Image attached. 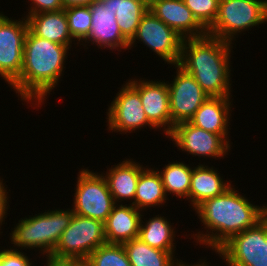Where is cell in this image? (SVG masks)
Instances as JSON below:
<instances>
[{
    "mask_svg": "<svg viewBox=\"0 0 267 266\" xmlns=\"http://www.w3.org/2000/svg\"><path fill=\"white\" fill-rule=\"evenodd\" d=\"M240 194L231 185L222 194L204 200L194 209L206 230L191 236L197 244H204L216 252L233 235L255 226L267 215V204L254 205Z\"/></svg>",
    "mask_w": 267,
    "mask_h": 266,
    "instance_id": "cell-1",
    "label": "cell"
},
{
    "mask_svg": "<svg viewBox=\"0 0 267 266\" xmlns=\"http://www.w3.org/2000/svg\"><path fill=\"white\" fill-rule=\"evenodd\" d=\"M69 50L71 48L66 45L40 38L28 30L21 73L8 86L14 89L21 101L31 103V107H41L39 105L46 101L63 76Z\"/></svg>",
    "mask_w": 267,
    "mask_h": 266,
    "instance_id": "cell-2",
    "label": "cell"
},
{
    "mask_svg": "<svg viewBox=\"0 0 267 266\" xmlns=\"http://www.w3.org/2000/svg\"><path fill=\"white\" fill-rule=\"evenodd\" d=\"M226 41L205 35L183 39L178 65L190 73L209 97L231 95V51Z\"/></svg>",
    "mask_w": 267,
    "mask_h": 266,
    "instance_id": "cell-3",
    "label": "cell"
},
{
    "mask_svg": "<svg viewBox=\"0 0 267 266\" xmlns=\"http://www.w3.org/2000/svg\"><path fill=\"white\" fill-rule=\"evenodd\" d=\"M73 215V210L68 208L47 212L45 210L44 213L21 218L10 233V243L14 247L10 249H38L42 256L50 257L61 234L70 225Z\"/></svg>",
    "mask_w": 267,
    "mask_h": 266,
    "instance_id": "cell-4",
    "label": "cell"
},
{
    "mask_svg": "<svg viewBox=\"0 0 267 266\" xmlns=\"http://www.w3.org/2000/svg\"><path fill=\"white\" fill-rule=\"evenodd\" d=\"M267 22V0H219L218 15L208 35L229 42Z\"/></svg>",
    "mask_w": 267,
    "mask_h": 266,
    "instance_id": "cell-5",
    "label": "cell"
},
{
    "mask_svg": "<svg viewBox=\"0 0 267 266\" xmlns=\"http://www.w3.org/2000/svg\"><path fill=\"white\" fill-rule=\"evenodd\" d=\"M105 243L102 221L74 214L50 257L84 262L94 250Z\"/></svg>",
    "mask_w": 267,
    "mask_h": 266,
    "instance_id": "cell-6",
    "label": "cell"
},
{
    "mask_svg": "<svg viewBox=\"0 0 267 266\" xmlns=\"http://www.w3.org/2000/svg\"><path fill=\"white\" fill-rule=\"evenodd\" d=\"M73 198V213L103 223L116 204L103 174L81 169L77 175Z\"/></svg>",
    "mask_w": 267,
    "mask_h": 266,
    "instance_id": "cell-7",
    "label": "cell"
},
{
    "mask_svg": "<svg viewBox=\"0 0 267 266\" xmlns=\"http://www.w3.org/2000/svg\"><path fill=\"white\" fill-rule=\"evenodd\" d=\"M228 266H267L266 216L233 235L216 252Z\"/></svg>",
    "mask_w": 267,
    "mask_h": 266,
    "instance_id": "cell-8",
    "label": "cell"
},
{
    "mask_svg": "<svg viewBox=\"0 0 267 266\" xmlns=\"http://www.w3.org/2000/svg\"><path fill=\"white\" fill-rule=\"evenodd\" d=\"M136 40L143 42L165 64L167 62L172 67L179 63L183 38L149 10L143 15L128 50L136 44Z\"/></svg>",
    "mask_w": 267,
    "mask_h": 266,
    "instance_id": "cell-9",
    "label": "cell"
},
{
    "mask_svg": "<svg viewBox=\"0 0 267 266\" xmlns=\"http://www.w3.org/2000/svg\"><path fill=\"white\" fill-rule=\"evenodd\" d=\"M11 19L0 13V76L9 85L20 75L28 33L27 19Z\"/></svg>",
    "mask_w": 267,
    "mask_h": 266,
    "instance_id": "cell-10",
    "label": "cell"
},
{
    "mask_svg": "<svg viewBox=\"0 0 267 266\" xmlns=\"http://www.w3.org/2000/svg\"><path fill=\"white\" fill-rule=\"evenodd\" d=\"M177 149L193 156L223 158L228 155L231 143L227 135H218L192 125L189 121L174 125L167 135ZM206 156V157H205Z\"/></svg>",
    "mask_w": 267,
    "mask_h": 266,
    "instance_id": "cell-11",
    "label": "cell"
},
{
    "mask_svg": "<svg viewBox=\"0 0 267 266\" xmlns=\"http://www.w3.org/2000/svg\"><path fill=\"white\" fill-rule=\"evenodd\" d=\"M123 85L106 112L107 129L120 134L135 133L147 126L156 129L145 115L138 90L129 81Z\"/></svg>",
    "mask_w": 267,
    "mask_h": 266,
    "instance_id": "cell-12",
    "label": "cell"
},
{
    "mask_svg": "<svg viewBox=\"0 0 267 266\" xmlns=\"http://www.w3.org/2000/svg\"><path fill=\"white\" fill-rule=\"evenodd\" d=\"M176 76L167 83L171 122L176 125L189 121L209 97L192 75L178 64L174 65Z\"/></svg>",
    "mask_w": 267,
    "mask_h": 266,
    "instance_id": "cell-13",
    "label": "cell"
},
{
    "mask_svg": "<svg viewBox=\"0 0 267 266\" xmlns=\"http://www.w3.org/2000/svg\"><path fill=\"white\" fill-rule=\"evenodd\" d=\"M128 81L138 90L148 121L156 129L162 128L167 137L174 127L171 122L168 81H147L144 78L143 80L134 78Z\"/></svg>",
    "mask_w": 267,
    "mask_h": 266,
    "instance_id": "cell-14",
    "label": "cell"
},
{
    "mask_svg": "<svg viewBox=\"0 0 267 266\" xmlns=\"http://www.w3.org/2000/svg\"><path fill=\"white\" fill-rule=\"evenodd\" d=\"M91 10V30L87 39L83 42L93 44L99 48H109L112 52L120 49L128 50L129 41L122 35L116 13L106 7L101 0H96L90 5ZM114 49V50H113Z\"/></svg>",
    "mask_w": 267,
    "mask_h": 266,
    "instance_id": "cell-15",
    "label": "cell"
},
{
    "mask_svg": "<svg viewBox=\"0 0 267 266\" xmlns=\"http://www.w3.org/2000/svg\"><path fill=\"white\" fill-rule=\"evenodd\" d=\"M148 10L183 39L198 38L208 34L183 0H158Z\"/></svg>",
    "mask_w": 267,
    "mask_h": 266,
    "instance_id": "cell-16",
    "label": "cell"
},
{
    "mask_svg": "<svg viewBox=\"0 0 267 266\" xmlns=\"http://www.w3.org/2000/svg\"><path fill=\"white\" fill-rule=\"evenodd\" d=\"M142 214L132 204L116 203L104 222L106 243L124 244L138 238Z\"/></svg>",
    "mask_w": 267,
    "mask_h": 266,
    "instance_id": "cell-17",
    "label": "cell"
},
{
    "mask_svg": "<svg viewBox=\"0 0 267 266\" xmlns=\"http://www.w3.org/2000/svg\"><path fill=\"white\" fill-rule=\"evenodd\" d=\"M145 167L133 159H125L113 165L103 176L115 203L130 200L134 206V197L140 173Z\"/></svg>",
    "mask_w": 267,
    "mask_h": 266,
    "instance_id": "cell-18",
    "label": "cell"
},
{
    "mask_svg": "<svg viewBox=\"0 0 267 266\" xmlns=\"http://www.w3.org/2000/svg\"><path fill=\"white\" fill-rule=\"evenodd\" d=\"M232 97H208L189 122L218 135H228Z\"/></svg>",
    "mask_w": 267,
    "mask_h": 266,
    "instance_id": "cell-19",
    "label": "cell"
},
{
    "mask_svg": "<svg viewBox=\"0 0 267 266\" xmlns=\"http://www.w3.org/2000/svg\"><path fill=\"white\" fill-rule=\"evenodd\" d=\"M28 29L40 38L72 47L73 40L64 9L25 16Z\"/></svg>",
    "mask_w": 267,
    "mask_h": 266,
    "instance_id": "cell-20",
    "label": "cell"
},
{
    "mask_svg": "<svg viewBox=\"0 0 267 266\" xmlns=\"http://www.w3.org/2000/svg\"><path fill=\"white\" fill-rule=\"evenodd\" d=\"M218 172L213 166L200 163L193 168L188 195L189 206L192 205L193 210L204 200L222 194L232 185L231 182L223 180V176Z\"/></svg>",
    "mask_w": 267,
    "mask_h": 266,
    "instance_id": "cell-21",
    "label": "cell"
},
{
    "mask_svg": "<svg viewBox=\"0 0 267 266\" xmlns=\"http://www.w3.org/2000/svg\"><path fill=\"white\" fill-rule=\"evenodd\" d=\"M160 174L154 168H146L140 173L134 197V206L141 212L147 208L163 206L168 200ZM144 209V210H143Z\"/></svg>",
    "mask_w": 267,
    "mask_h": 266,
    "instance_id": "cell-22",
    "label": "cell"
},
{
    "mask_svg": "<svg viewBox=\"0 0 267 266\" xmlns=\"http://www.w3.org/2000/svg\"><path fill=\"white\" fill-rule=\"evenodd\" d=\"M131 266H177L182 260L175 251H163L149 246L139 237L122 244Z\"/></svg>",
    "mask_w": 267,
    "mask_h": 266,
    "instance_id": "cell-23",
    "label": "cell"
},
{
    "mask_svg": "<svg viewBox=\"0 0 267 266\" xmlns=\"http://www.w3.org/2000/svg\"><path fill=\"white\" fill-rule=\"evenodd\" d=\"M116 13L115 18L122 35L130 42L137 32L143 15L148 11L139 0H101Z\"/></svg>",
    "mask_w": 267,
    "mask_h": 266,
    "instance_id": "cell-24",
    "label": "cell"
},
{
    "mask_svg": "<svg viewBox=\"0 0 267 266\" xmlns=\"http://www.w3.org/2000/svg\"><path fill=\"white\" fill-rule=\"evenodd\" d=\"M146 222V223H145ZM141 218L139 238L151 247L163 251H175L176 245L175 235L176 231L172 227L170 220L159 214L155 217L145 220Z\"/></svg>",
    "mask_w": 267,
    "mask_h": 266,
    "instance_id": "cell-25",
    "label": "cell"
},
{
    "mask_svg": "<svg viewBox=\"0 0 267 266\" xmlns=\"http://www.w3.org/2000/svg\"><path fill=\"white\" fill-rule=\"evenodd\" d=\"M193 168L186 165L184 161L177 162V160L168 163L162 170L156 168L160 174L166 195L173 194V197L175 195L177 198L188 200Z\"/></svg>",
    "mask_w": 267,
    "mask_h": 266,
    "instance_id": "cell-26",
    "label": "cell"
},
{
    "mask_svg": "<svg viewBox=\"0 0 267 266\" xmlns=\"http://www.w3.org/2000/svg\"><path fill=\"white\" fill-rule=\"evenodd\" d=\"M85 266H131L122 244L105 243L83 262Z\"/></svg>",
    "mask_w": 267,
    "mask_h": 266,
    "instance_id": "cell-27",
    "label": "cell"
},
{
    "mask_svg": "<svg viewBox=\"0 0 267 266\" xmlns=\"http://www.w3.org/2000/svg\"><path fill=\"white\" fill-rule=\"evenodd\" d=\"M70 34L76 39L78 44L83 43L91 30V10L90 6H69L64 8Z\"/></svg>",
    "mask_w": 267,
    "mask_h": 266,
    "instance_id": "cell-28",
    "label": "cell"
},
{
    "mask_svg": "<svg viewBox=\"0 0 267 266\" xmlns=\"http://www.w3.org/2000/svg\"><path fill=\"white\" fill-rule=\"evenodd\" d=\"M196 20L208 30L218 15L219 0H183Z\"/></svg>",
    "mask_w": 267,
    "mask_h": 266,
    "instance_id": "cell-29",
    "label": "cell"
},
{
    "mask_svg": "<svg viewBox=\"0 0 267 266\" xmlns=\"http://www.w3.org/2000/svg\"><path fill=\"white\" fill-rule=\"evenodd\" d=\"M22 250L0 249V266H35Z\"/></svg>",
    "mask_w": 267,
    "mask_h": 266,
    "instance_id": "cell-30",
    "label": "cell"
},
{
    "mask_svg": "<svg viewBox=\"0 0 267 266\" xmlns=\"http://www.w3.org/2000/svg\"><path fill=\"white\" fill-rule=\"evenodd\" d=\"M31 7L27 15L37 14L41 12L60 11L64 9L61 0H30Z\"/></svg>",
    "mask_w": 267,
    "mask_h": 266,
    "instance_id": "cell-31",
    "label": "cell"
},
{
    "mask_svg": "<svg viewBox=\"0 0 267 266\" xmlns=\"http://www.w3.org/2000/svg\"><path fill=\"white\" fill-rule=\"evenodd\" d=\"M5 183L0 182V230H1V226L3 225V221L5 220V218L7 217L6 215L8 214V206L9 205V192H7V189L5 188L6 185H4ZM3 233V232H0Z\"/></svg>",
    "mask_w": 267,
    "mask_h": 266,
    "instance_id": "cell-32",
    "label": "cell"
},
{
    "mask_svg": "<svg viewBox=\"0 0 267 266\" xmlns=\"http://www.w3.org/2000/svg\"><path fill=\"white\" fill-rule=\"evenodd\" d=\"M46 266H83L84 263L76 260H66V259H55L52 257H47Z\"/></svg>",
    "mask_w": 267,
    "mask_h": 266,
    "instance_id": "cell-33",
    "label": "cell"
},
{
    "mask_svg": "<svg viewBox=\"0 0 267 266\" xmlns=\"http://www.w3.org/2000/svg\"><path fill=\"white\" fill-rule=\"evenodd\" d=\"M96 0H61L64 8L69 6H90Z\"/></svg>",
    "mask_w": 267,
    "mask_h": 266,
    "instance_id": "cell-34",
    "label": "cell"
},
{
    "mask_svg": "<svg viewBox=\"0 0 267 266\" xmlns=\"http://www.w3.org/2000/svg\"><path fill=\"white\" fill-rule=\"evenodd\" d=\"M207 260H201V259H199V261L195 264H193L192 265V263L191 264H186V263H184L183 261H181L177 266H210L209 264H211V262L210 263H208V262H206Z\"/></svg>",
    "mask_w": 267,
    "mask_h": 266,
    "instance_id": "cell-35",
    "label": "cell"
},
{
    "mask_svg": "<svg viewBox=\"0 0 267 266\" xmlns=\"http://www.w3.org/2000/svg\"><path fill=\"white\" fill-rule=\"evenodd\" d=\"M139 1L142 2L147 8H150L158 0H139Z\"/></svg>",
    "mask_w": 267,
    "mask_h": 266,
    "instance_id": "cell-36",
    "label": "cell"
},
{
    "mask_svg": "<svg viewBox=\"0 0 267 266\" xmlns=\"http://www.w3.org/2000/svg\"><path fill=\"white\" fill-rule=\"evenodd\" d=\"M266 241H267V215H266Z\"/></svg>",
    "mask_w": 267,
    "mask_h": 266,
    "instance_id": "cell-37",
    "label": "cell"
}]
</instances>
